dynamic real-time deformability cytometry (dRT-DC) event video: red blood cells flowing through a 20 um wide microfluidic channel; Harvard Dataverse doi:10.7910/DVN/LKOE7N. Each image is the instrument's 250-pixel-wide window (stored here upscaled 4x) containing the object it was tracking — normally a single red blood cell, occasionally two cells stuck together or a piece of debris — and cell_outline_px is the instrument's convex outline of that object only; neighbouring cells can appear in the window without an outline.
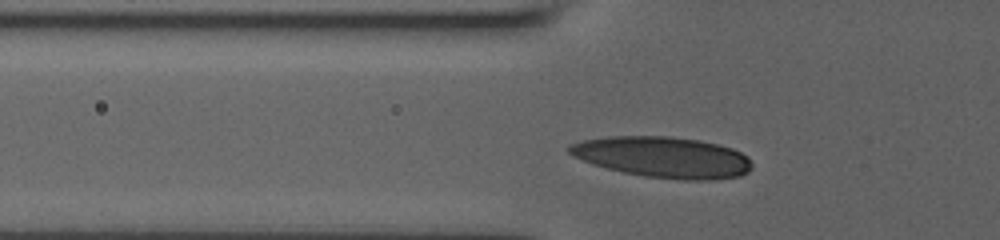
{"species": "human", "species_latin": "Homo sapiens", "temperature_condition": "room temperature", "stored_images_in_passage": 31, "camera_frame_rate_fps": 3000, "um_per_image_px": 0.085, "donor": {"sex": "male"}, "frame": {"image": 1, "passage_image": 12, "time_ms": 2.0, "image_size_px": [1000, 240], "cell_outline_px": [[752, 168], [748, 172], [740, 176], [708, 180], [684, 180], [644, 176], [624, 172], [592, 164], [568, 152], [568, 148], [572, 144], [584, 140], [608, 136], [672, 136], [700, 140], [732, 148], [748, 156], [752, 164]], "centroid_in_image_um": [56.41, 13.35], "position_along_channel_um": 69.4, "area_um2": 43.41}}
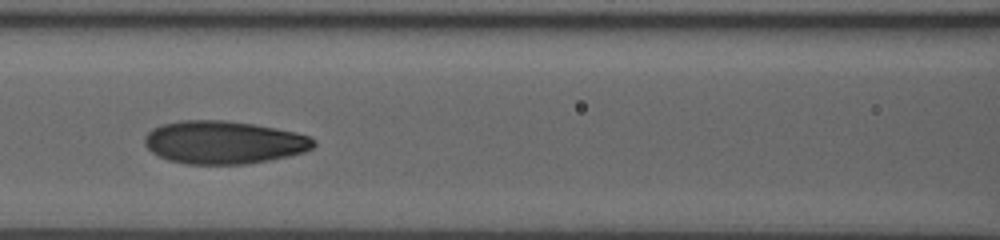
{"frame": {"image": 2, "passage_image": 23, "time_ms": 4.0, "image_size_px": [1000, 240], "cell_outline_px": [[316, 144], [312, 148], [304, 152], [288, 156], [268, 160], [244, 164], [188, 164], [168, 160], [152, 152], [144, 144], [144, 136], [152, 128], [164, 124], [184, 120], [224, 120], [256, 124], [296, 132], [308, 136], [316, 140]], "centroid_in_image_um": [19.03, 12.09], "position_along_channel_um": 147.6, "area_um2": 42.31}}
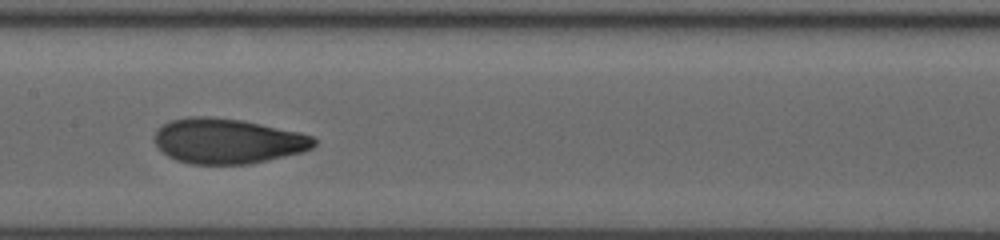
{"frame": {"image": 3, "passage_image": 30, "time_ms": 5.0, "image_size_px": [1000, 240], "cell_outline_px": [[316, 144], [312, 148], [304, 152], [268, 160], [248, 164], [192, 164], [176, 160], [168, 156], [156, 144], [152, 136], [156, 128], [168, 120], [188, 116], [212, 116], [244, 120], [300, 132], [312, 136], [316, 140]], "centroid_in_image_um": [19.33, 11.97], "position_along_channel_um": 188.1, "area_um2": 42.54}}